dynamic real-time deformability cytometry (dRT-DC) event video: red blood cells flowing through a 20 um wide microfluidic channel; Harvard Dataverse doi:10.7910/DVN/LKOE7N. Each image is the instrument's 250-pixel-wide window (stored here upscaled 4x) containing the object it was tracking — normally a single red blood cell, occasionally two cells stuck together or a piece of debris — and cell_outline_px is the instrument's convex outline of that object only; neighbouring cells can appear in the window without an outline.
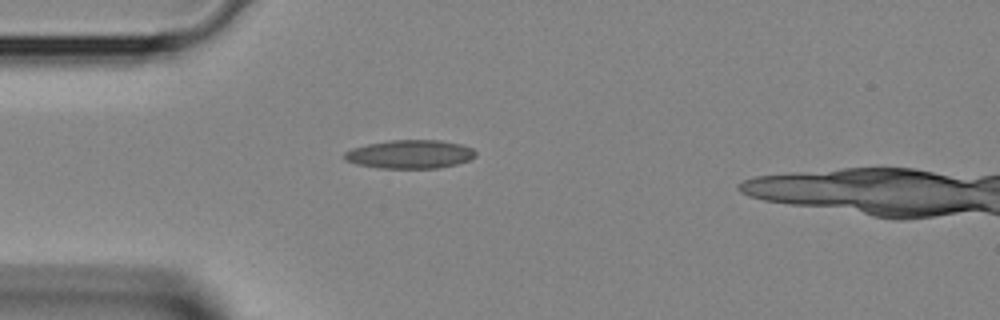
{"species": "Egyptian fruit bat (a non-hibernating species)", "species_latin": "Rousettus aegyptiacus", "temperature_condition": "room temperature", "stored_images_in_passage": 4, "camera_frame_rate_fps": 3000, "um_per_image_px": 0.085, "animal": {"sex": "female"}, "frame": {"image": 1, "passage_image": 4, "time_ms": 1.0, "image_size_px": [1000, 320], "cell_outline_px": [[476, 156], [468, 160], [456, 164], [440, 168], [380, 168], [356, 164], [344, 160], [344, 152], [352, 148], [368, 144], [392, 140], [440, 140], [460, 144], [472, 148], [476, 152]], "centroid_in_image_um": [34.84, 13.11], "position_along_channel_um": 50.2, "area_um2": 21.79}}